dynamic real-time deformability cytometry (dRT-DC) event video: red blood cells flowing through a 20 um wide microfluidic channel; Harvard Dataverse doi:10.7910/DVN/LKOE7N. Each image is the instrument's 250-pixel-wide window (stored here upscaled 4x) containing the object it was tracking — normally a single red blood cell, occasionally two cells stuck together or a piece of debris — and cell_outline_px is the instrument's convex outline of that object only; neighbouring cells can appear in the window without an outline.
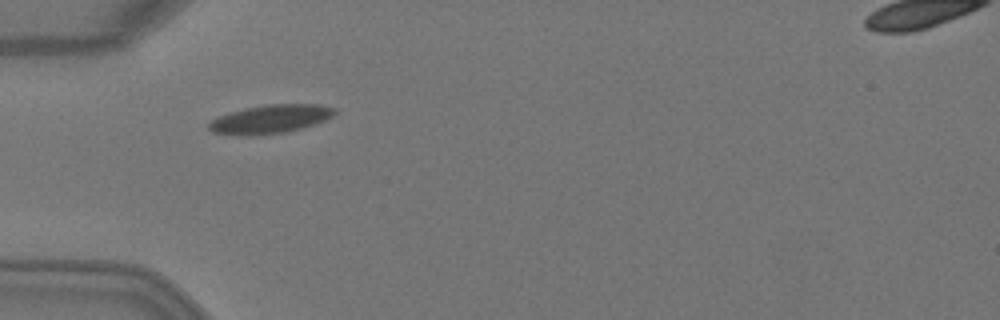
{"species": "Egyptian fruit bat (a non-hibernating species)", "species_latin": "Rousettus aegyptiacus", "temperature_condition": "warm", "stored_images_in_passage": 3, "camera_frame_rate_fps": 3000, "um_per_image_px": 0.085, "animal": {"sex": "female"}, "frame": {"image": 1, "passage_image": 2, "time_ms": 0.333, "image_size_px": [1000, 320], "cell_outline_px": [[336, 112], [332, 116], [324, 120], [300, 128], [284, 132], [252, 136], [212, 132], [208, 128], [208, 124], [212, 120], [220, 116], [244, 108], [268, 104], [316, 104], [336, 108]], "centroid_in_image_um": [22.98, 10.11], "position_along_channel_um": 62.0, "area_um2": 20.58}}